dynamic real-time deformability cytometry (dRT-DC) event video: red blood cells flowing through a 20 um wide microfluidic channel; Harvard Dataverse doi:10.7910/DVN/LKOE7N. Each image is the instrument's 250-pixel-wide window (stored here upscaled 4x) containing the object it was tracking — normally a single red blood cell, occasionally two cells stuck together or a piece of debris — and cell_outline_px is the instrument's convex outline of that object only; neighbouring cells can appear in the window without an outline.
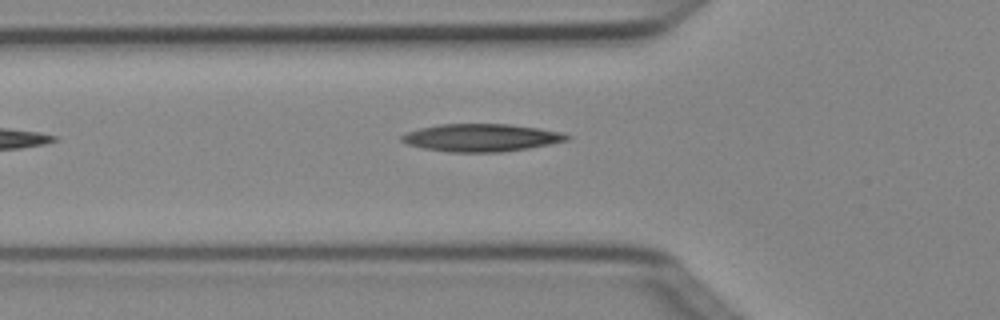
{"species": "Egyptian fruit bat (a non-hibernating species)", "species_latin": "Rousettus aegyptiacus", "temperature_condition": "cold", "stored_images_in_passage": 5, "camera_frame_rate_fps": 3000, "um_per_image_px": 0.085, "animal": {"sex": "female"}, "frame": {"image": 1, "passage_image": 5, "time_ms": 1.333, "image_size_px": [1000, 320], "cell_outline_px": [[572, 136], [568, 140], [528, 148], [500, 152], [448, 152], [424, 148], [408, 144], [400, 140], [400, 136], [408, 132], [420, 128], [440, 124], [508, 124], [540, 128], [564, 132]], "centroid_in_image_um": [40.93, 11.7], "position_along_channel_um": 84.9, "area_um2": 26.59}}